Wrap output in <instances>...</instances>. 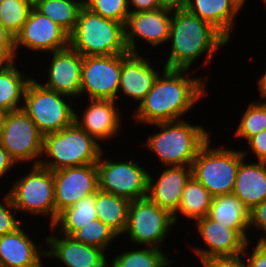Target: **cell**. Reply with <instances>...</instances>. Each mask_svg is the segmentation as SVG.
Returning <instances> with one entry per match:
<instances>
[{"mask_svg":"<svg viewBox=\"0 0 266 267\" xmlns=\"http://www.w3.org/2000/svg\"><path fill=\"white\" fill-rule=\"evenodd\" d=\"M188 69L164 68L152 88L131 114L133 123L148 126V124L167 121H178L187 117L194 106L209 94L208 77L206 74L193 76ZM208 81V83H207ZM186 115L185 118H183Z\"/></svg>","mask_w":266,"mask_h":267,"instance_id":"6da1fadb","label":"cell"},{"mask_svg":"<svg viewBox=\"0 0 266 267\" xmlns=\"http://www.w3.org/2000/svg\"><path fill=\"white\" fill-rule=\"evenodd\" d=\"M168 43L164 68L188 70L203 57L200 66L211 65L216 53L230 44L215 27L186 9H172Z\"/></svg>","mask_w":266,"mask_h":267,"instance_id":"7a4b0ae2","label":"cell"},{"mask_svg":"<svg viewBox=\"0 0 266 267\" xmlns=\"http://www.w3.org/2000/svg\"><path fill=\"white\" fill-rule=\"evenodd\" d=\"M157 128L149 133L141 147L152 151L164 166H191L200 148L210 139L212 131L207 126L191 123L190 120L157 122L148 124ZM207 129V130H206Z\"/></svg>","mask_w":266,"mask_h":267,"instance_id":"3957f363","label":"cell"},{"mask_svg":"<svg viewBox=\"0 0 266 267\" xmlns=\"http://www.w3.org/2000/svg\"><path fill=\"white\" fill-rule=\"evenodd\" d=\"M69 46L83 57L129 53L125 25L102 17L86 6L81 8L77 24L69 35Z\"/></svg>","mask_w":266,"mask_h":267,"instance_id":"277c9868","label":"cell"},{"mask_svg":"<svg viewBox=\"0 0 266 267\" xmlns=\"http://www.w3.org/2000/svg\"><path fill=\"white\" fill-rule=\"evenodd\" d=\"M103 147L106 148L73 122L60 131L44 135L40 165L53 171L96 164Z\"/></svg>","mask_w":266,"mask_h":267,"instance_id":"5b68a950","label":"cell"},{"mask_svg":"<svg viewBox=\"0 0 266 267\" xmlns=\"http://www.w3.org/2000/svg\"><path fill=\"white\" fill-rule=\"evenodd\" d=\"M25 174L11 179L8 189L15 209L26 217L43 216L49 227L55 223V183L52 171L39 165H28ZM27 172V173H26ZM47 217V218H46ZM50 219V220H49Z\"/></svg>","mask_w":266,"mask_h":267,"instance_id":"8992f818","label":"cell"},{"mask_svg":"<svg viewBox=\"0 0 266 267\" xmlns=\"http://www.w3.org/2000/svg\"><path fill=\"white\" fill-rule=\"evenodd\" d=\"M211 138L200 148L192 162V176L213 197L232 194L239 164L245 157L242 149L217 147L216 143L212 144Z\"/></svg>","mask_w":266,"mask_h":267,"instance_id":"52a82bcc","label":"cell"},{"mask_svg":"<svg viewBox=\"0 0 266 267\" xmlns=\"http://www.w3.org/2000/svg\"><path fill=\"white\" fill-rule=\"evenodd\" d=\"M75 104L72 97L45 88L33 77L26 86L22 109L46 135L74 122Z\"/></svg>","mask_w":266,"mask_h":267,"instance_id":"ba28073f","label":"cell"},{"mask_svg":"<svg viewBox=\"0 0 266 267\" xmlns=\"http://www.w3.org/2000/svg\"><path fill=\"white\" fill-rule=\"evenodd\" d=\"M175 227L173 215L144 197L130 201L127 224L122 235L128 237L126 240H130V245L132 242L131 246L162 249L167 236L176 230Z\"/></svg>","mask_w":266,"mask_h":267,"instance_id":"9c48e42d","label":"cell"},{"mask_svg":"<svg viewBox=\"0 0 266 267\" xmlns=\"http://www.w3.org/2000/svg\"><path fill=\"white\" fill-rule=\"evenodd\" d=\"M103 150L98 162L99 190L129 201L147 197L148 174L147 164L140 165L133 157L112 159L109 152ZM107 156H106V154ZM105 155V156H104ZM143 166V167H142ZM145 167V168H144Z\"/></svg>","mask_w":266,"mask_h":267,"instance_id":"30bf717a","label":"cell"},{"mask_svg":"<svg viewBox=\"0 0 266 267\" xmlns=\"http://www.w3.org/2000/svg\"><path fill=\"white\" fill-rule=\"evenodd\" d=\"M43 142L44 135L23 109L4 114L0 127V144L16 164L39 165Z\"/></svg>","mask_w":266,"mask_h":267,"instance_id":"8fae6325","label":"cell"},{"mask_svg":"<svg viewBox=\"0 0 266 267\" xmlns=\"http://www.w3.org/2000/svg\"><path fill=\"white\" fill-rule=\"evenodd\" d=\"M68 46L69 34L36 8L31 9L26 22L14 38L17 60L22 57L19 54L24 53V51L20 53L22 48L27 49L26 53H37L36 55L44 53L45 56L48 53L63 50Z\"/></svg>","mask_w":266,"mask_h":267,"instance_id":"7c38bea8","label":"cell"},{"mask_svg":"<svg viewBox=\"0 0 266 267\" xmlns=\"http://www.w3.org/2000/svg\"><path fill=\"white\" fill-rule=\"evenodd\" d=\"M192 224H195L194 227L198 231L196 238L199 241H203L204 248L203 246L196 247L192 244L190 245V243L188 246L189 250L190 248L191 250L193 249L192 252H194L201 263L214 257L242 254L246 243L251 241L249 230H233L210 219L207 215Z\"/></svg>","mask_w":266,"mask_h":267,"instance_id":"4fadbf2b","label":"cell"},{"mask_svg":"<svg viewBox=\"0 0 266 267\" xmlns=\"http://www.w3.org/2000/svg\"><path fill=\"white\" fill-rule=\"evenodd\" d=\"M122 54L84 56L81 67V96L85 99L117 101Z\"/></svg>","mask_w":266,"mask_h":267,"instance_id":"5bb4252c","label":"cell"},{"mask_svg":"<svg viewBox=\"0 0 266 267\" xmlns=\"http://www.w3.org/2000/svg\"><path fill=\"white\" fill-rule=\"evenodd\" d=\"M171 15L172 9L165 7L129 13L125 24V42L128 51L142 54L140 51L142 49L138 46L140 40L146 43L145 46L150 45L152 50L164 44L168 45Z\"/></svg>","mask_w":266,"mask_h":267,"instance_id":"9a60e30c","label":"cell"},{"mask_svg":"<svg viewBox=\"0 0 266 267\" xmlns=\"http://www.w3.org/2000/svg\"><path fill=\"white\" fill-rule=\"evenodd\" d=\"M87 100V105H83L84 111L80 110V106L76 108L79 110H74V122L101 145L120 136L119 134L124 131L121 130V127H124L122 126L124 125L122 121L124 112L119 109L121 105L109 99ZM78 111H81L82 115Z\"/></svg>","mask_w":266,"mask_h":267,"instance_id":"2e32d148","label":"cell"},{"mask_svg":"<svg viewBox=\"0 0 266 267\" xmlns=\"http://www.w3.org/2000/svg\"><path fill=\"white\" fill-rule=\"evenodd\" d=\"M55 183V221L60 212L99 190L96 164L53 170Z\"/></svg>","mask_w":266,"mask_h":267,"instance_id":"e0dca14e","label":"cell"},{"mask_svg":"<svg viewBox=\"0 0 266 267\" xmlns=\"http://www.w3.org/2000/svg\"><path fill=\"white\" fill-rule=\"evenodd\" d=\"M49 231L50 234L45 235L46 259H57L64 267H109V255L104 250L61 235L52 227Z\"/></svg>","mask_w":266,"mask_h":267,"instance_id":"ac0fdd59","label":"cell"},{"mask_svg":"<svg viewBox=\"0 0 266 267\" xmlns=\"http://www.w3.org/2000/svg\"><path fill=\"white\" fill-rule=\"evenodd\" d=\"M149 53H125L122 54V66H121V76L119 82V90L117 102L119 105V99L126 97L130 103L136 102V106L145 98L148 94L154 81L156 80L159 73L164 69L156 68L155 62H150ZM146 55V56H145ZM154 64V65H153ZM123 95L124 97H122ZM130 98V100H129Z\"/></svg>","mask_w":266,"mask_h":267,"instance_id":"d6986e66","label":"cell"},{"mask_svg":"<svg viewBox=\"0 0 266 267\" xmlns=\"http://www.w3.org/2000/svg\"><path fill=\"white\" fill-rule=\"evenodd\" d=\"M47 56L51 58L49 59ZM46 58L48 61H46V78L44 79L47 80L44 82L42 79L39 82L47 89L79 101L83 56L68 46L63 50L49 53Z\"/></svg>","mask_w":266,"mask_h":267,"instance_id":"ffe728a7","label":"cell"},{"mask_svg":"<svg viewBox=\"0 0 266 267\" xmlns=\"http://www.w3.org/2000/svg\"><path fill=\"white\" fill-rule=\"evenodd\" d=\"M161 173L148 174L147 197L162 209L174 215L179 207L183 190L192 177L191 166L159 167ZM165 168V169H164ZM159 174V175H157Z\"/></svg>","mask_w":266,"mask_h":267,"instance_id":"44dd1931","label":"cell"},{"mask_svg":"<svg viewBox=\"0 0 266 267\" xmlns=\"http://www.w3.org/2000/svg\"><path fill=\"white\" fill-rule=\"evenodd\" d=\"M22 226L0 236V267H36L46 259V238L43 244L36 243Z\"/></svg>","mask_w":266,"mask_h":267,"instance_id":"7402d4cb","label":"cell"},{"mask_svg":"<svg viewBox=\"0 0 266 267\" xmlns=\"http://www.w3.org/2000/svg\"><path fill=\"white\" fill-rule=\"evenodd\" d=\"M185 9L215 27L230 43L242 11L233 0H188ZM232 34V35H231Z\"/></svg>","mask_w":266,"mask_h":267,"instance_id":"603a6c76","label":"cell"},{"mask_svg":"<svg viewBox=\"0 0 266 267\" xmlns=\"http://www.w3.org/2000/svg\"><path fill=\"white\" fill-rule=\"evenodd\" d=\"M247 161L244 158L239 164L232 193L251 210L266 200V162Z\"/></svg>","mask_w":266,"mask_h":267,"instance_id":"cb8c5ba5","label":"cell"},{"mask_svg":"<svg viewBox=\"0 0 266 267\" xmlns=\"http://www.w3.org/2000/svg\"><path fill=\"white\" fill-rule=\"evenodd\" d=\"M18 65L17 59L0 63V109L5 113L22 109L26 86L33 78Z\"/></svg>","mask_w":266,"mask_h":267,"instance_id":"d4e9b609","label":"cell"},{"mask_svg":"<svg viewBox=\"0 0 266 267\" xmlns=\"http://www.w3.org/2000/svg\"><path fill=\"white\" fill-rule=\"evenodd\" d=\"M207 216L233 230H249V209L233 193L214 196Z\"/></svg>","mask_w":266,"mask_h":267,"instance_id":"484cf974","label":"cell"},{"mask_svg":"<svg viewBox=\"0 0 266 267\" xmlns=\"http://www.w3.org/2000/svg\"><path fill=\"white\" fill-rule=\"evenodd\" d=\"M212 198L208 190L192 176L183 190L178 210L173 215L175 225L182 224V221L178 223L181 218H188L186 222L191 220L195 222L204 218L208 214ZM177 215L183 217L180 218Z\"/></svg>","mask_w":266,"mask_h":267,"instance_id":"4316f807","label":"cell"},{"mask_svg":"<svg viewBox=\"0 0 266 267\" xmlns=\"http://www.w3.org/2000/svg\"><path fill=\"white\" fill-rule=\"evenodd\" d=\"M130 201L98 190L95 193V210L98 219L111 228L119 237L126 228Z\"/></svg>","mask_w":266,"mask_h":267,"instance_id":"83f0119b","label":"cell"},{"mask_svg":"<svg viewBox=\"0 0 266 267\" xmlns=\"http://www.w3.org/2000/svg\"><path fill=\"white\" fill-rule=\"evenodd\" d=\"M135 247V248H134ZM138 247V248H137ZM134 246L129 250L122 249V252L109 257V267H170L174 264L167 251L155 247ZM134 248V249H133ZM127 249V250H126ZM124 250V251H123ZM171 259V260H170Z\"/></svg>","mask_w":266,"mask_h":267,"instance_id":"f1b7e54d","label":"cell"},{"mask_svg":"<svg viewBox=\"0 0 266 267\" xmlns=\"http://www.w3.org/2000/svg\"><path fill=\"white\" fill-rule=\"evenodd\" d=\"M94 204L95 194L80 199L74 206L60 212L51 227L61 235L72 236L84 225L98 219Z\"/></svg>","mask_w":266,"mask_h":267,"instance_id":"f546056e","label":"cell"},{"mask_svg":"<svg viewBox=\"0 0 266 267\" xmlns=\"http://www.w3.org/2000/svg\"><path fill=\"white\" fill-rule=\"evenodd\" d=\"M83 6L84 0H42L35 8L70 35Z\"/></svg>","mask_w":266,"mask_h":267,"instance_id":"4dcf8cb0","label":"cell"},{"mask_svg":"<svg viewBox=\"0 0 266 267\" xmlns=\"http://www.w3.org/2000/svg\"><path fill=\"white\" fill-rule=\"evenodd\" d=\"M244 111L241 113L243 115H241L240 122L234 130V136L245 142L266 129V101L260 99L250 101Z\"/></svg>","mask_w":266,"mask_h":267,"instance_id":"1f68e13d","label":"cell"},{"mask_svg":"<svg viewBox=\"0 0 266 267\" xmlns=\"http://www.w3.org/2000/svg\"><path fill=\"white\" fill-rule=\"evenodd\" d=\"M71 237L80 243L104 250L109 257H111L109 246L121 238L99 219H94L91 223L84 225Z\"/></svg>","mask_w":266,"mask_h":267,"instance_id":"d6a6232c","label":"cell"},{"mask_svg":"<svg viewBox=\"0 0 266 267\" xmlns=\"http://www.w3.org/2000/svg\"><path fill=\"white\" fill-rule=\"evenodd\" d=\"M31 9L23 0H4L0 4V23L13 38L20 32Z\"/></svg>","mask_w":266,"mask_h":267,"instance_id":"836d02e7","label":"cell"},{"mask_svg":"<svg viewBox=\"0 0 266 267\" xmlns=\"http://www.w3.org/2000/svg\"><path fill=\"white\" fill-rule=\"evenodd\" d=\"M84 6L102 17L116 20L124 25L130 13L128 0H84Z\"/></svg>","mask_w":266,"mask_h":267,"instance_id":"e575fe53","label":"cell"},{"mask_svg":"<svg viewBox=\"0 0 266 267\" xmlns=\"http://www.w3.org/2000/svg\"><path fill=\"white\" fill-rule=\"evenodd\" d=\"M17 213L18 211L7 191L0 198V236L14 232L25 222L19 215L17 216Z\"/></svg>","mask_w":266,"mask_h":267,"instance_id":"d590c367","label":"cell"},{"mask_svg":"<svg viewBox=\"0 0 266 267\" xmlns=\"http://www.w3.org/2000/svg\"><path fill=\"white\" fill-rule=\"evenodd\" d=\"M256 231L260 236L257 238L256 242H266V200L255 205L251 210H249V233L251 235L253 231Z\"/></svg>","mask_w":266,"mask_h":267,"instance_id":"8d00e7d4","label":"cell"},{"mask_svg":"<svg viewBox=\"0 0 266 267\" xmlns=\"http://www.w3.org/2000/svg\"><path fill=\"white\" fill-rule=\"evenodd\" d=\"M243 254L248 267H266V242L248 241Z\"/></svg>","mask_w":266,"mask_h":267,"instance_id":"74e56055","label":"cell"},{"mask_svg":"<svg viewBox=\"0 0 266 267\" xmlns=\"http://www.w3.org/2000/svg\"><path fill=\"white\" fill-rule=\"evenodd\" d=\"M248 150H242L243 156L246 158L249 154L256 156V161L266 162V129L251 137L247 142Z\"/></svg>","mask_w":266,"mask_h":267,"instance_id":"f35d334b","label":"cell"},{"mask_svg":"<svg viewBox=\"0 0 266 267\" xmlns=\"http://www.w3.org/2000/svg\"><path fill=\"white\" fill-rule=\"evenodd\" d=\"M0 60L10 62L16 60L14 38L0 23Z\"/></svg>","mask_w":266,"mask_h":267,"instance_id":"ab89813d","label":"cell"},{"mask_svg":"<svg viewBox=\"0 0 266 267\" xmlns=\"http://www.w3.org/2000/svg\"><path fill=\"white\" fill-rule=\"evenodd\" d=\"M206 267H248L244 254L214 257L203 262Z\"/></svg>","mask_w":266,"mask_h":267,"instance_id":"60d3db41","label":"cell"},{"mask_svg":"<svg viewBox=\"0 0 266 267\" xmlns=\"http://www.w3.org/2000/svg\"><path fill=\"white\" fill-rule=\"evenodd\" d=\"M16 167L21 168L20 166H17L16 162L0 144V180H3V178L6 180L5 177L8 179V173L11 171L14 172V168L17 170ZM1 183L2 182H0V185Z\"/></svg>","mask_w":266,"mask_h":267,"instance_id":"b9f144b4","label":"cell"},{"mask_svg":"<svg viewBox=\"0 0 266 267\" xmlns=\"http://www.w3.org/2000/svg\"><path fill=\"white\" fill-rule=\"evenodd\" d=\"M128 7L130 13L162 8L160 0H128Z\"/></svg>","mask_w":266,"mask_h":267,"instance_id":"7bdbcfd3","label":"cell"},{"mask_svg":"<svg viewBox=\"0 0 266 267\" xmlns=\"http://www.w3.org/2000/svg\"><path fill=\"white\" fill-rule=\"evenodd\" d=\"M266 69V68H265ZM263 69L264 72H261L260 76L257 78V90L260 94L258 99L266 101V70Z\"/></svg>","mask_w":266,"mask_h":267,"instance_id":"ee69618b","label":"cell"},{"mask_svg":"<svg viewBox=\"0 0 266 267\" xmlns=\"http://www.w3.org/2000/svg\"><path fill=\"white\" fill-rule=\"evenodd\" d=\"M188 0H160L161 6L169 9H185Z\"/></svg>","mask_w":266,"mask_h":267,"instance_id":"f6af8a7d","label":"cell"},{"mask_svg":"<svg viewBox=\"0 0 266 267\" xmlns=\"http://www.w3.org/2000/svg\"><path fill=\"white\" fill-rule=\"evenodd\" d=\"M31 8H35L42 0H23Z\"/></svg>","mask_w":266,"mask_h":267,"instance_id":"bcb514c9","label":"cell"},{"mask_svg":"<svg viewBox=\"0 0 266 267\" xmlns=\"http://www.w3.org/2000/svg\"><path fill=\"white\" fill-rule=\"evenodd\" d=\"M233 1L241 10L245 6V3H247V0H233Z\"/></svg>","mask_w":266,"mask_h":267,"instance_id":"7dc6e473","label":"cell"},{"mask_svg":"<svg viewBox=\"0 0 266 267\" xmlns=\"http://www.w3.org/2000/svg\"><path fill=\"white\" fill-rule=\"evenodd\" d=\"M4 114H5V112H3V111L0 109V127H1V125H2V120H3Z\"/></svg>","mask_w":266,"mask_h":267,"instance_id":"c3c4849f","label":"cell"},{"mask_svg":"<svg viewBox=\"0 0 266 267\" xmlns=\"http://www.w3.org/2000/svg\"><path fill=\"white\" fill-rule=\"evenodd\" d=\"M45 263H41L40 265L36 266V267H45L46 265H44Z\"/></svg>","mask_w":266,"mask_h":267,"instance_id":"681fc988","label":"cell"}]
</instances>
